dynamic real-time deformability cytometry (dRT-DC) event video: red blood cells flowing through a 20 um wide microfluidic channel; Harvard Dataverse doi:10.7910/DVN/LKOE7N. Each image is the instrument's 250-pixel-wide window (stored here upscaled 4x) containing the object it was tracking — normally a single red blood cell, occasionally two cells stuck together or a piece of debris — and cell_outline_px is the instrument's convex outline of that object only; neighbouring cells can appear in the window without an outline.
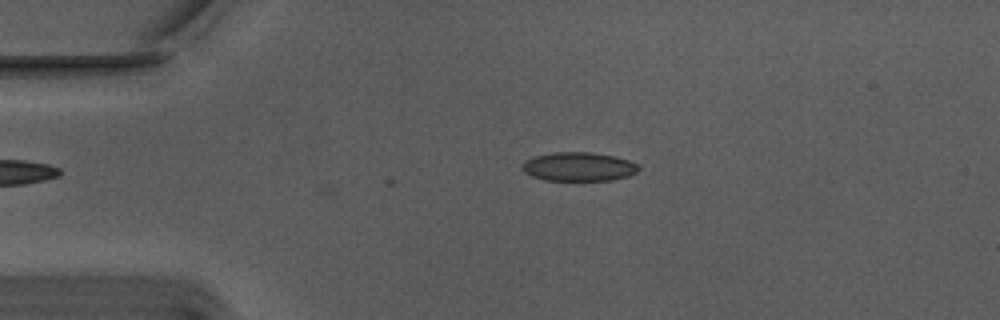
{"species": "Egyptian fruit bat (a non-hibernating species)", "species_latin": "Rousettus aegyptiacus", "temperature_condition": "warm", "stored_images_in_passage": 3, "camera_frame_rate_fps": 3000, "um_per_image_px": 0.085, "animal": {"sex": "male"}, "frame": {"image": 1, "passage_image": 3, "time_ms": 0.667, "image_size_px": [1000, 320], "cell_outline_px": [[640, 168], [636, 172], [628, 176], [612, 180], [544, 180], [532, 176], [524, 172], [520, 168], [520, 164], [524, 160], [536, 156], [552, 152], [592, 152], [612, 156], [628, 160], [636, 164]], "centroid_in_image_um": [49.13, 14.16], "position_along_channel_um": 35.9, "area_um2": 19.59}}